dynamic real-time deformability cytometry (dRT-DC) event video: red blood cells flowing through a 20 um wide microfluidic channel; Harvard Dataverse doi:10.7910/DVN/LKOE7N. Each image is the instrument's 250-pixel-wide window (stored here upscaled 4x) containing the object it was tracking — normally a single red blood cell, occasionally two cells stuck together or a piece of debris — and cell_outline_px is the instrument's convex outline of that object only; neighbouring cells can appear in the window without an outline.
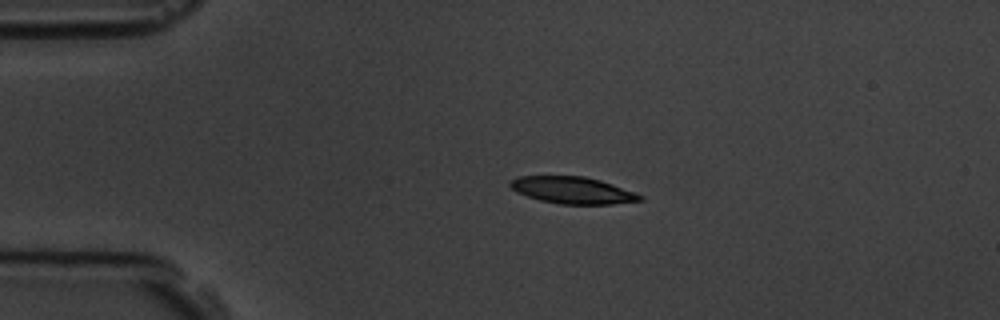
{"species": "common noctule bat (a hibernating species)", "species_latin": "Nyctalus noctula", "temperature_condition": "room temperature", "stored_images_in_passage": 45, "camera_frame_rate_fps": 3000, "um_per_image_px": 0.085, "animal": {"sex": "male", "body_mass_g": 19.5, "forearm_length_mm": 54.6}, "frame": {"image": 1, "passage_image": 1, "time_ms": 0.0, "image_size_px": [1000, 320], "cell_outline_px": [[644, 200], [612, 204], [560, 204], [540, 200], [516, 192], [508, 184], [508, 180], [520, 176], [584, 176], [600, 180], [636, 192], [644, 196]], "centroid_in_image_um": [48.68, 16.17], "position_along_channel_um": 36.3, "area_um2": 20.4}}
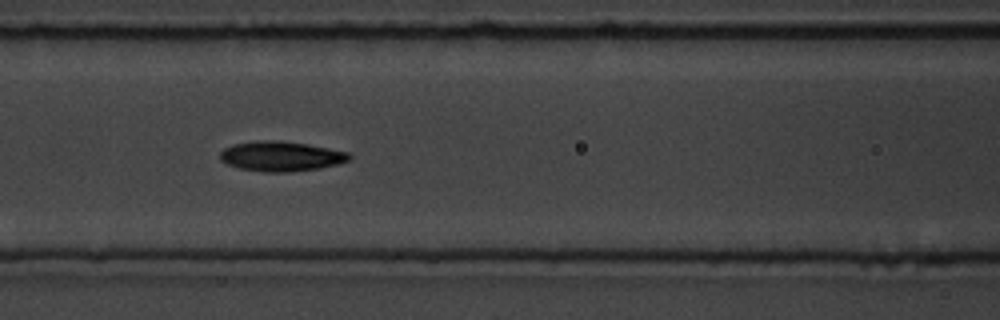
{"frame": {"image": 2, "passage_image": 13, "time_ms": 4.0, "image_size_px": [1000, 320], "cell_outline_px": [[352, 160], [340, 164], [320, 168], [288, 172], [264, 172], [240, 168], [228, 164], [220, 160], [220, 152], [224, 148], [232, 144], [260, 140], [280, 140], [308, 144], [348, 152], [352, 156]], "centroid_in_image_um": [23.92, 13.28], "position_along_channel_um": 142.7, "area_um2": 22.72}}
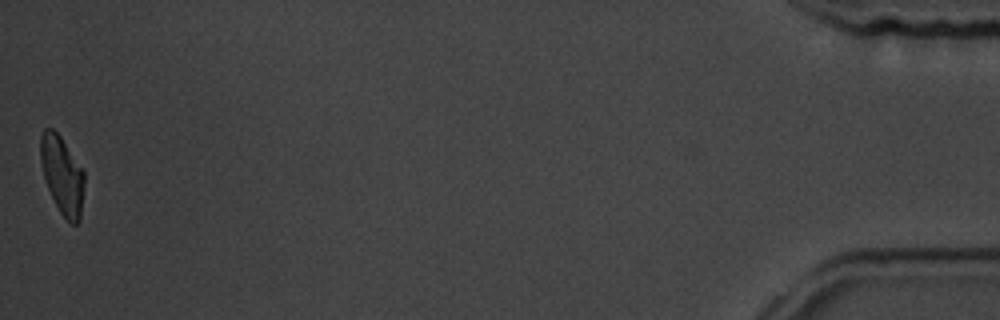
{"frame": {"image": 3, "passage_image": 45, "time_ms": 14.667, "image_size_px": [1000, 320], "cell_outline_px": [[84, 184], [80, 220], [76, 224], [72, 224], [60, 212], [48, 188], [44, 176], [40, 160], [40, 136], [44, 128], [52, 128], [60, 136], [84, 172]], "centroid_in_image_um": [5.28, 14.87], "position_along_channel_um": 429.9, "area_um2": 19.54}, "authors_computed_cell_mechanics": {"area_um2": 21.5016, "velocity_mm_per_s": 3.6052, "shape_relaxation_time_tau1_ms": 3.8697, "shape_relaxation_time_tau2_ms": 3.4534, "deformation_change_tau1": 0.1405, "deformation_change_tau2": 0.0959}}